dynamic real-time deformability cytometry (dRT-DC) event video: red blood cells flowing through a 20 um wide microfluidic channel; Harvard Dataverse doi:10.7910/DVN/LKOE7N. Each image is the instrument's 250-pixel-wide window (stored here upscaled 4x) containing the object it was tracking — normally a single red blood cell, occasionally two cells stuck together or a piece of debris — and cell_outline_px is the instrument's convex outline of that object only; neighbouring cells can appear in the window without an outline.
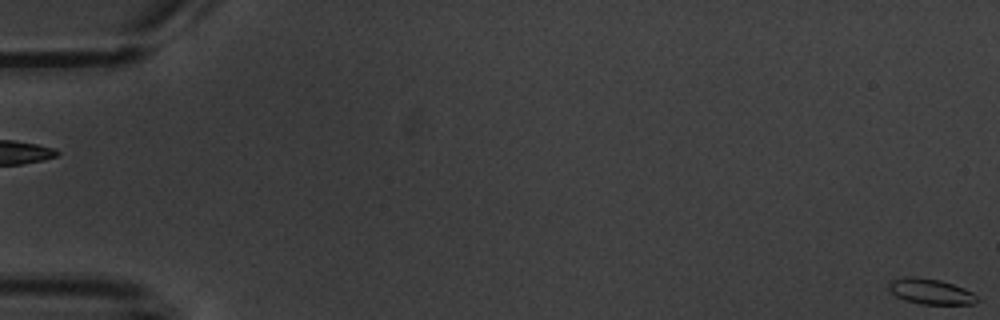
{"species": "common noctule bat (a hibernating species)", "species_latin": "Nyctalus noctula", "temperature_condition": "warm", "stored_images_in_passage": 1, "camera_frame_rate_fps": 3000, "um_per_image_px": 0.085, "animal": {"sex": "male", "body_mass_g": 20.1, "forearm_length_mm": 53.5}, "frame": {"image": 1, "passage_image": 1, "time_ms": 0.0, "image_size_px": [1000, 320], "cell_outline_px": [[976, 304], [920, 304], [904, 300], [896, 296], [888, 288], [888, 284], [892, 280], [904, 276], [916, 276], [940, 280], [964, 288], [972, 292], [976, 296]], "centroid_in_image_um": [79.07, 24.77], "position_along_channel_um": 5.9, "area_um2": 13.12}}